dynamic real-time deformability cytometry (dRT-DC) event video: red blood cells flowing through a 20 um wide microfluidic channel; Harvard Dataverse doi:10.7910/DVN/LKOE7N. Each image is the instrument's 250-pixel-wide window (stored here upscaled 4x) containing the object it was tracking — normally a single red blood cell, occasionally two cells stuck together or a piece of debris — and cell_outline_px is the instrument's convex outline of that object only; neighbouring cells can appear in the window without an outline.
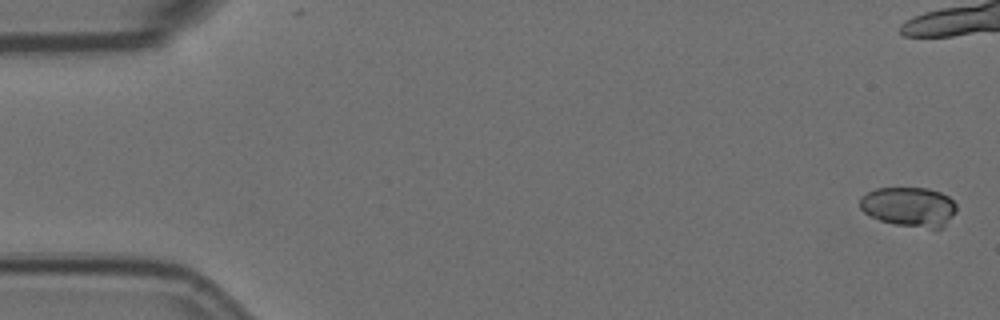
{"species": "Egyptian fruit bat (a non-hibernating species)", "species_latin": "Rousettus aegyptiacus", "temperature_condition": "room temperature", "stored_images_in_passage": 5, "camera_frame_rate_fps": 3000, "um_per_image_px": 0.085, "animal": {"sex": "female"}, "frame": {"image": 1, "passage_image": 1, "time_ms": 0.0, "image_size_px": [1000, 320], "cell_outline_px": [[956, 212], [944, 228], [932, 228], [896, 224], [880, 220], [868, 216], [860, 208], [860, 196], [876, 188], [928, 188], [940, 192], [948, 196], [956, 204]], "centroid_in_image_um": [77.28, 17.57], "position_along_channel_um": 7.7, "area_um2": 22.37}}